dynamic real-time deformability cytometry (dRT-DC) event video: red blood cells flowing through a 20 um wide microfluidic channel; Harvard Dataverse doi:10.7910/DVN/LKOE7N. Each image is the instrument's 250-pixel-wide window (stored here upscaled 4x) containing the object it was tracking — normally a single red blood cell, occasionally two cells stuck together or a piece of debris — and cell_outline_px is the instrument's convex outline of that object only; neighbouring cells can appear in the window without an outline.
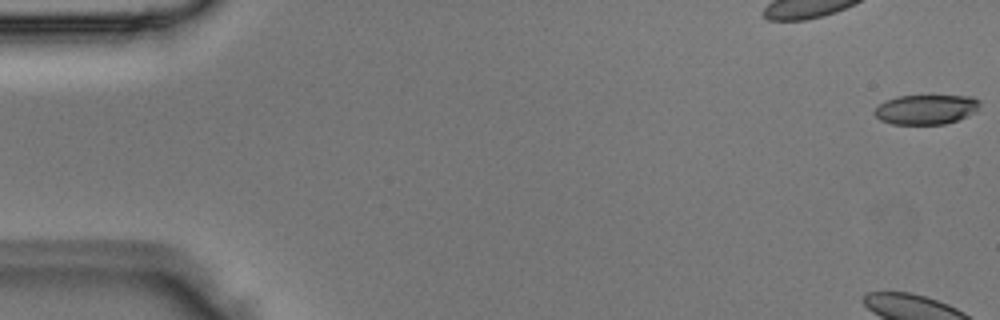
{"species": "Egyptian fruit bat (a non-hibernating species)", "species_latin": "Rousettus aegyptiacus", "temperature_condition": "room temperature", "stored_images_in_passage": 6, "camera_frame_rate_fps": 3000, "um_per_image_px": 0.085, "animal": {"sex": "male"}, "frame": {"image": 1, "passage_image": 1, "time_ms": 0.0, "image_size_px": [1000, 320], "cell_outline_px": [[980, 104], [976, 112], [968, 116], [944, 124], [892, 124], [880, 120], [872, 112], [884, 100], [896, 96], [932, 92], [972, 96], [980, 100]], "centroid_in_image_um": [78.74, 9.23], "position_along_channel_um": 6.3, "area_um2": 19.42}}
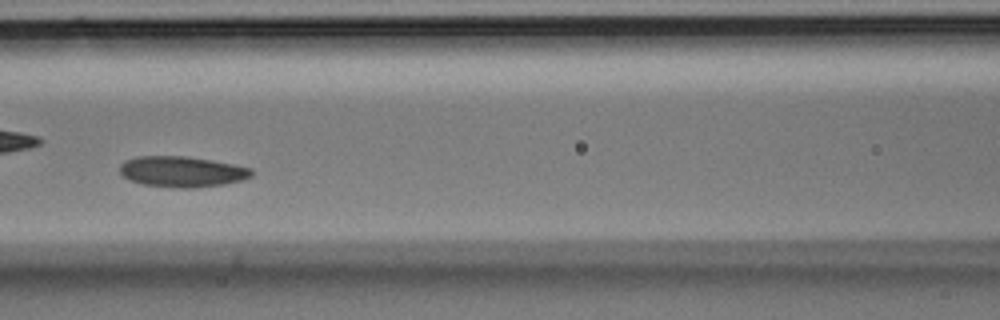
{"frame": {"image": 2, "passage_image": 6, "time_ms": 1.667, "image_size_px": [1000, 320], "cell_outline_px": [[252, 176], [240, 180], [224, 184], [192, 188], [180, 188], [144, 184], [132, 180], [124, 176], [120, 172], [120, 164], [124, 160], [136, 156], [188, 156], [212, 160], [252, 168]], "centroid_in_image_um": [15.46, 14.57], "position_along_channel_um": 151.1, "area_um2": 23.47}}